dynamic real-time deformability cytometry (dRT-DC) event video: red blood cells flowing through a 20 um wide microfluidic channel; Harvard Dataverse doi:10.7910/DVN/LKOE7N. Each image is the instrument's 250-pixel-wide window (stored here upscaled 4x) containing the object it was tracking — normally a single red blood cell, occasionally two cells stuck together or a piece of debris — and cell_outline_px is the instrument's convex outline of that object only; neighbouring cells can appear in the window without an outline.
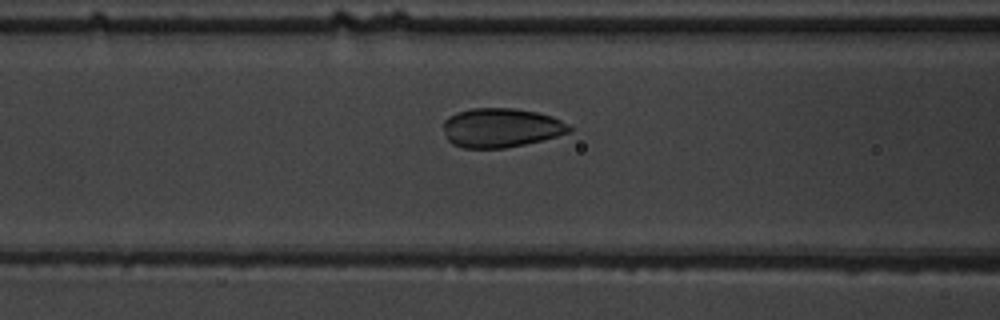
{"species": "common noctule bat (a hibernating species)", "species_latin": "Nyctalus noctula", "temperature_condition": "warm", "stored_images_in_passage": 56, "camera_frame_rate_fps": 3000, "um_per_image_px": 0.085, "animal": {"sex": "male", "body_mass_g": 19.5, "forearm_length_mm": 54.6}, "frame": {"image": 1, "passage_image": 24, "time_ms": 7.667, "image_size_px": [1000, 320], "cell_outline_px": [[572, 132], [524, 144], [504, 148], [464, 148], [452, 144], [448, 140], [444, 128], [444, 120], [448, 116], [456, 112], [472, 108], [516, 108], [536, 112], [552, 116], [560, 120], [572, 128]], "centroid_in_image_um": [42.57, 10.85], "position_along_channel_um": 124.0, "area_um2": 28.67}}
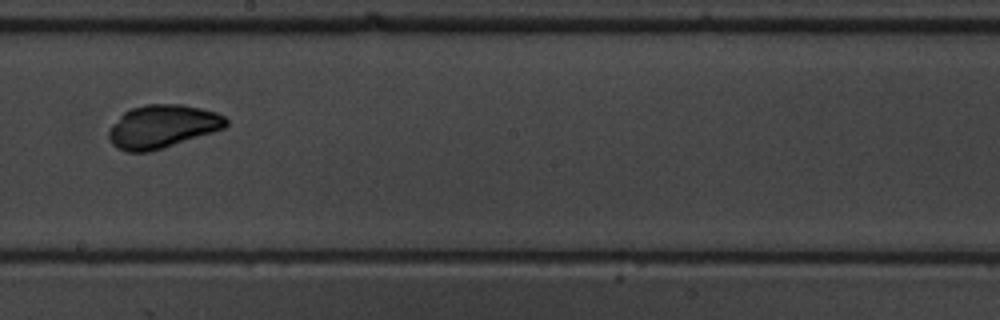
{"frame": {"image": 2, "passage_image": 33, "time_ms": 10.667, "image_size_px": [1000, 320], "cell_outline_px": [[228, 124], [224, 128], [212, 132], [148, 152], [128, 152], [116, 148], [108, 140], [108, 132], [112, 124], [124, 112], [132, 108], [144, 104], [180, 104], [200, 108], [216, 112], [224, 116], [228, 120]], "centroid_in_image_um": [13.77, 10.74], "position_along_channel_um": 234.4, "area_um2": 29.3}}
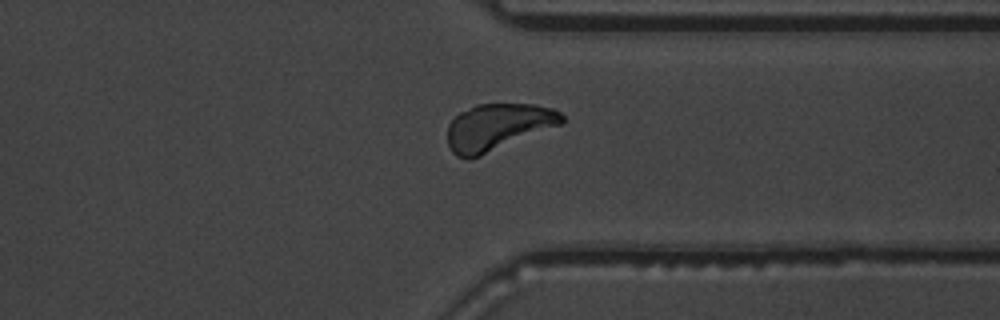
{"frame": {"image": 3, "passage_image": 44, "time_ms": 14.333, "image_size_px": [1000, 320], "cell_outline_px": [[564, 120], [560, 124], [480, 156], [468, 160], [456, 156], [452, 152], [448, 144], [448, 124], [460, 112], [476, 104], [536, 104], [552, 108], [560, 112], [564, 116]], "centroid_in_image_um": [42.28, 10.79], "position_along_channel_um": 369.1, "area_um2": 30.87}, "authors_computed_cell_mechanics": {"area_um2": 29.2468, "velocity_mm_per_s": 3.6939, "shape_relaxation_time_tau1_ms": 2.3919, "shape_relaxation_time_tau2_ms": null, "deformation_change_tau1": 0.1053, "deformation_change_tau2": null}}